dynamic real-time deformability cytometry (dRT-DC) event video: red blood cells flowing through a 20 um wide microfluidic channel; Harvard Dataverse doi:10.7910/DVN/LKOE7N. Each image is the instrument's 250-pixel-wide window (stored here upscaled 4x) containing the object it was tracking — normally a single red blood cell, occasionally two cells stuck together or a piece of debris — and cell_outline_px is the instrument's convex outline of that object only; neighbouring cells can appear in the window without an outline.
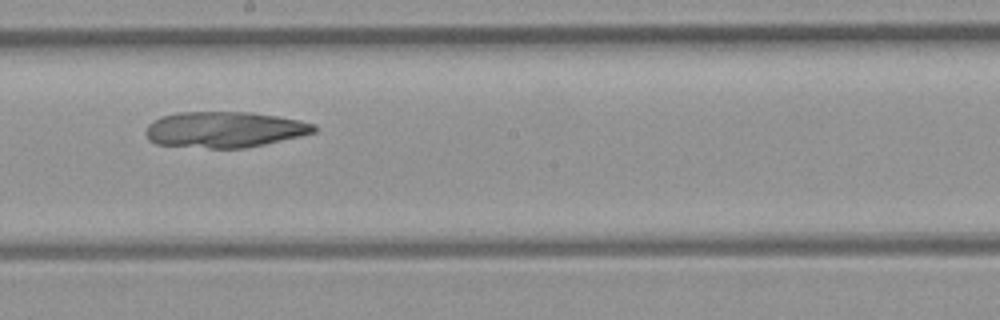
{"species": "common noctule bat (a hibernating species)", "species_latin": "Nyctalus noctula", "temperature_condition": "room temperature", "stored_images_in_passage": 9, "camera_frame_rate_fps": 3000, "um_per_image_px": 0.085, "animal": {"sex": "female", "body_mass_g": 21.9}, "frame": {"image": 1, "passage_image": 7, "time_ms": 7.0, "image_size_px": [1000, 320], "cell_outline_px": [[316, 132], [264, 144], [244, 148], [208, 148], [156, 144], [148, 140], [144, 132], [148, 124], [164, 116], [176, 112], [252, 112], [300, 120], [316, 124]], "centroid_in_image_um": [19.07, 11.01], "position_along_channel_um": 229.1, "area_um2": 35.14}}
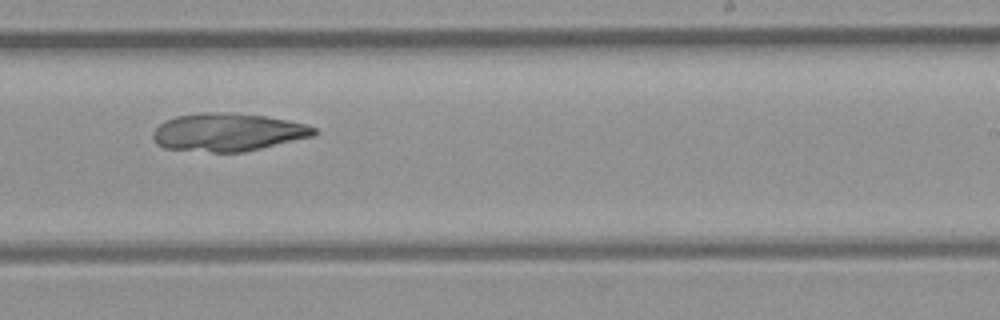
{"frame": {"image": 2, "passage_image": 8, "time_ms": 8.0, "image_size_px": [1000, 320], "cell_outline_px": [[316, 136], [244, 152], [212, 152], [164, 148], [156, 144], [152, 136], [152, 132], [164, 120], [176, 116], [200, 112], [228, 112], [264, 116], [288, 120], [304, 124], [316, 128]], "centroid_in_image_um": [19.36, 11.23], "position_along_channel_um": 269.6, "area_um2": 35.84}}
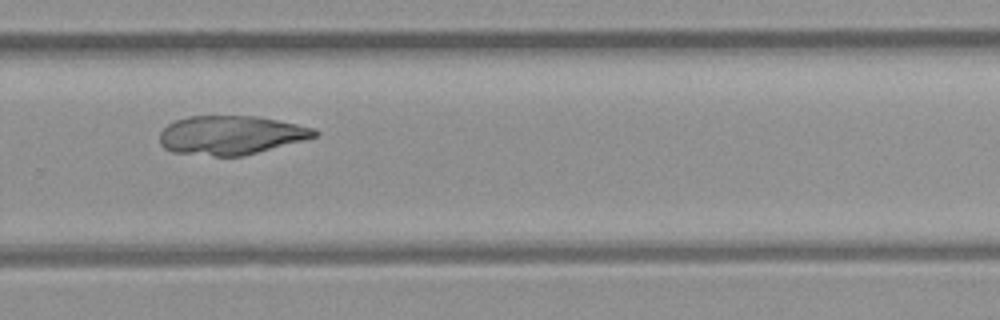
{"frame": {"image": 3, "passage_image": 9, "time_ms": 9.0, "image_size_px": [1000, 320], "cell_outline_px": [[320, 132], [316, 136], [304, 140], [240, 156], [216, 156], [172, 152], [164, 148], [160, 144], [160, 132], [168, 124], [176, 120], [188, 116], [256, 116], [316, 128]], "centroid_in_image_um": [19.61, 11.48], "position_along_channel_um": 310.2, "area_um2": 34.85}}